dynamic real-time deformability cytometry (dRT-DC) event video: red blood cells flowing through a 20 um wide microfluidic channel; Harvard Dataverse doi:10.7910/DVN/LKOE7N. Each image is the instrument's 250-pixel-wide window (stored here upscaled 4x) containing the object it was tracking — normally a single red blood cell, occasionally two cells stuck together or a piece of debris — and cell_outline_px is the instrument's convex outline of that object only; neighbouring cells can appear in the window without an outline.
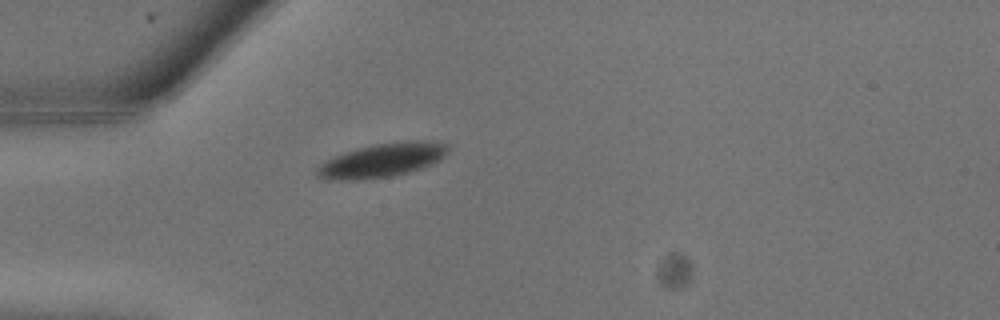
{"species": "common noctule bat (a hibernating species)", "species_latin": "Nyctalus noctula", "temperature_condition": "warm", "stored_images_in_passage": 3, "camera_frame_rate_fps": 3000, "um_per_image_px": 0.085, "animal": {"sex": "male", "body_mass_g": 13.3}, "frame": {"image": 1, "passage_image": 1, "time_ms": 0.0, "image_size_px": [1000, 320], "cell_outline_px": [[448, 152], [440, 160], [432, 164], [408, 172], [392, 176], [360, 180], [324, 180], [316, 176], [316, 168], [324, 160], [356, 148], [372, 144], [408, 140], [432, 140], [448, 144]], "centroid_in_image_um": [32.46, 13.61], "position_along_channel_um": 52.5, "area_um2": 26.3}}